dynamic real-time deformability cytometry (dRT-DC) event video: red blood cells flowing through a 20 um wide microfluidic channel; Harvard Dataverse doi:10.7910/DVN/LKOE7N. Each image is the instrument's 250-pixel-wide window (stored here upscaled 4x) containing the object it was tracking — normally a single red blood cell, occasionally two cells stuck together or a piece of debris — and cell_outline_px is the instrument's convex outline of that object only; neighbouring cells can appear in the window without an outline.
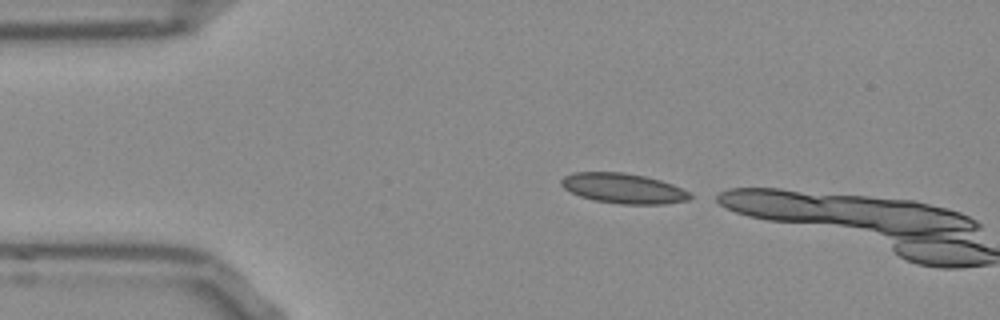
{"species": "Egyptian fruit bat (a non-hibernating species)", "species_latin": "Rousettus aegyptiacus", "temperature_condition": "room temperature", "stored_images_in_passage": 3, "camera_frame_rate_fps": 3000, "um_per_image_px": 0.085, "frame": {"image": 1, "passage_image": 1, "time_ms": 0.0, "image_size_px": [1000, 320], "cell_outline_px": [[692, 196], [688, 200], [664, 204], [620, 204], [592, 200], [580, 196], [564, 188], [560, 184], [560, 180], [564, 176], [572, 172], [624, 172], [644, 176], [660, 180], [672, 184], [688, 192]], "centroid_in_image_um": [52.95, 16.01], "position_along_channel_um": 32.1, "area_um2": 22.54}}